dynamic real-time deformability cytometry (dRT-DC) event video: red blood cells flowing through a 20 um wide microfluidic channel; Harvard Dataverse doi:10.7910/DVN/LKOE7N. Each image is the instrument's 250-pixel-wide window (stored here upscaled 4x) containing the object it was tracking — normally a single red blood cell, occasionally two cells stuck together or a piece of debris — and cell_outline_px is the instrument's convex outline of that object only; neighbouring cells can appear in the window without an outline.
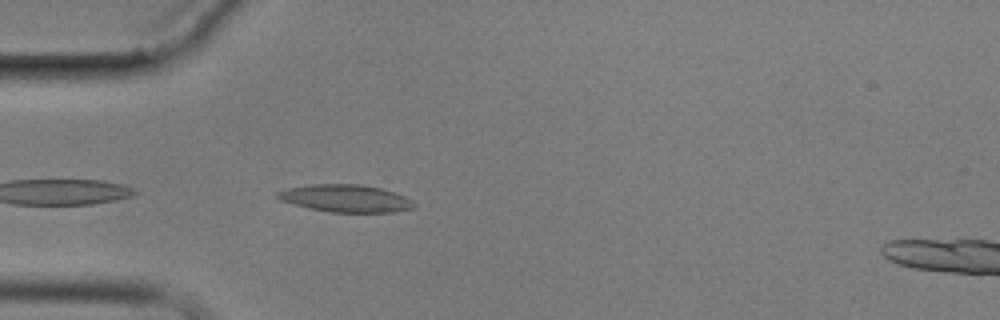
{"species": "common noctule bat (a hibernating species)", "species_latin": "Nyctalus noctula", "temperature_condition": "cold", "stored_images_in_passage": 4, "camera_frame_rate_fps": 3000, "um_per_image_px": 0.085, "animal": {"sex": "male", "body_mass_g": 17.9}, "frame": {"image": 1, "passage_image": 4, "time_ms": 4.0, "image_size_px": [1000, 320], "cell_outline_px": [[416, 204], [412, 208], [392, 212], [332, 212], [308, 208], [280, 200], [276, 196], [276, 192], [288, 188], [312, 184], [360, 184], [380, 188], [396, 192], [412, 200]], "centroid_in_image_um": [29.38, 16.85], "position_along_channel_um": 55.6, "area_um2": 21.73}}